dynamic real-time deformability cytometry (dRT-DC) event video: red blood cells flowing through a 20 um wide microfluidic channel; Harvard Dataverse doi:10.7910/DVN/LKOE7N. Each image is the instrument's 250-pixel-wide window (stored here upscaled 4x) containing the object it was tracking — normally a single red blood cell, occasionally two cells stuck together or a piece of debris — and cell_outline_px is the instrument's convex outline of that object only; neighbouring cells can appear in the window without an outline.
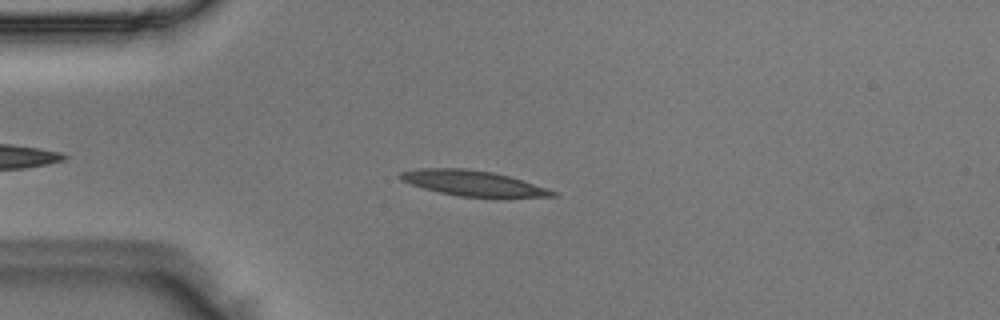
{"species": "Egyptian fruit bat (a non-hibernating species)", "species_latin": "Rousettus aegyptiacus", "temperature_condition": "room temperature", "stored_images_in_passage": 35, "camera_frame_rate_fps": 3000, "um_per_image_px": 0.085, "animal": {"sex": "male"}, "frame": {"image": 1, "passage_image": 7, "time_ms": 2.0, "image_size_px": [1000, 320], "cell_outline_px": [[556, 196], [460, 196], [440, 192], [424, 188], [400, 180], [396, 176], [400, 172], [420, 168], [464, 168], [492, 172], [508, 176], [548, 188], [556, 192]], "centroid_in_image_um": [40.11, 15.54], "position_along_channel_um": 44.9, "area_um2": 21.91}}
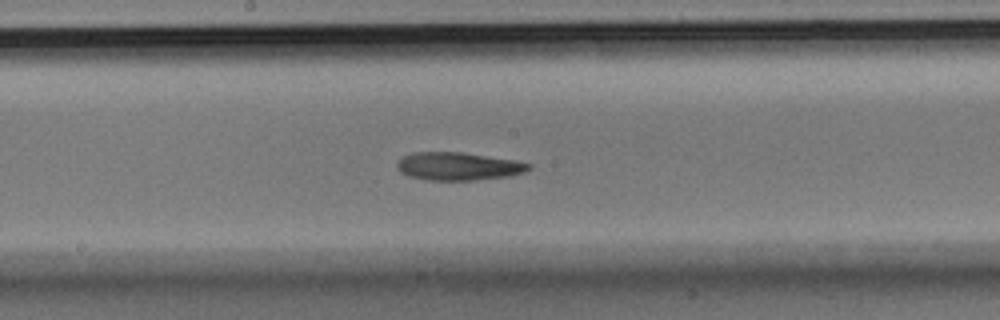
{"frame": {"image": 2, "passage_image": 21, "time_ms": 6.667, "image_size_px": [1000, 320], "cell_outline_px": [[532, 168], [524, 172], [512, 176], [476, 180], [428, 180], [408, 176], [400, 172], [396, 168], [396, 164], [404, 156], [412, 152], [460, 152], [516, 160], [532, 164]], "centroid_in_image_um": [38.98, 14.14], "position_along_channel_um": 209.2, "area_um2": 21.62}}
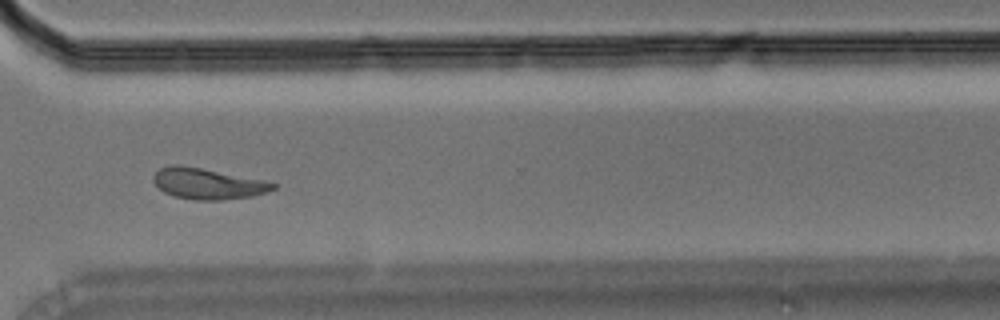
{"frame": {"image": 3, "passage_image": 32, "time_ms": 10.333, "image_size_px": [1000, 320], "cell_outline_px": [[276, 188], [268, 192], [252, 196], [220, 200], [192, 200], [172, 196], [164, 192], [152, 180], [152, 176], [160, 168], [172, 164], [180, 164], [264, 180], [276, 184]], "centroid_in_image_um": [17.63, 15.61], "position_along_channel_um": 353.0, "area_um2": 21.62}}